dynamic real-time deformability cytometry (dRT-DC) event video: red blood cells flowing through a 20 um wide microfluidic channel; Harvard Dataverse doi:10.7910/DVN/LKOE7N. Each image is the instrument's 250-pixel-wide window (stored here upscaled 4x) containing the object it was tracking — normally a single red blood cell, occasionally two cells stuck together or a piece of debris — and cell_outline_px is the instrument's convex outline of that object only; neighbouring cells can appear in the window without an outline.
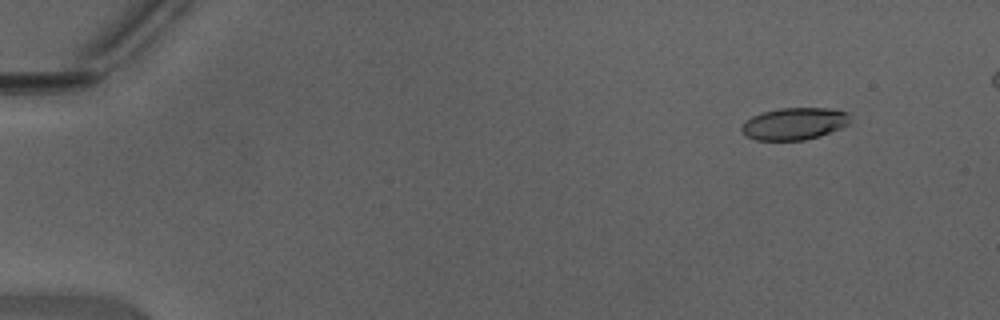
{"species": "Egyptian fruit bat (a non-hibernating species)", "species_latin": "Rousettus aegyptiacus", "temperature_condition": "warm", "stored_images_in_passage": 43, "camera_frame_rate_fps": 3000, "um_per_image_px": 0.085, "animal": {"sex": "male"}, "frame": {"image": 1, "passage_image": 3, "time_ms": 0.667, "image_size_px": [1000, 320], "cell_outline_px": [[852, 120], [848, 124], [840, 128], [820, 136], [804, 140], [756, 140], [748, 136], [740, 128], [744, 120], [752, 116], [764, 112], [780, 108], [828, 108], [848, 112]], "centroid_in_image_um": [67.54, 10.51], "position_along_channel_um": 17.5, "area_um2": 20.29}}
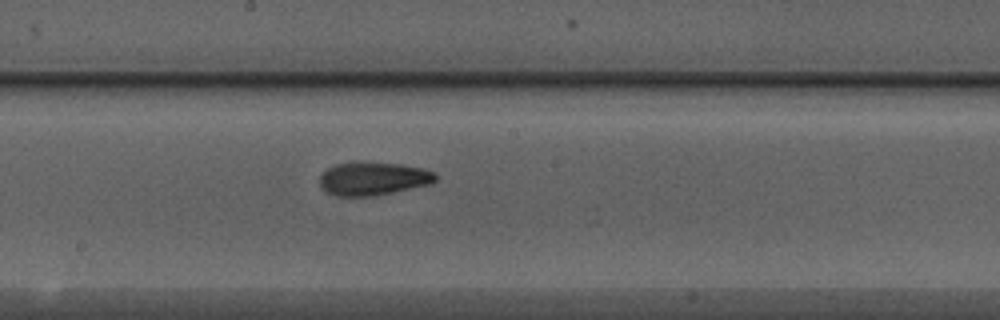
{"frame": {"image": 2, "passage_image": 25, "time_ms": 8.0, "image_size_px": [1000, 320], "cell_outline_px": [[436, 180], [432, 184], [372, 196], [336, 196], [320, 188], [320, 176], [328, 168], [336, 164], [400, 164], [424, 168], [436, 172]], "centroid_in_image_um": [31.76, 15.21], "position_along_channel_um": 216.4, "area_um2": 21.91}}
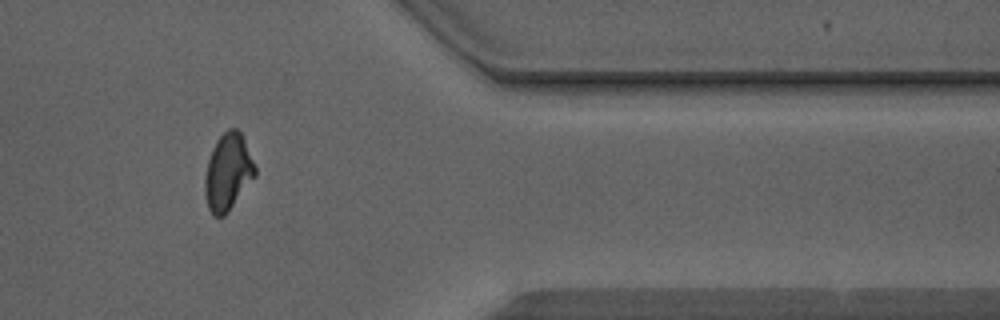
{"frame": {"image": 3, "passage_image": 38, "time_ms": 12.333, "image_size_px": [1000, 320], "cell_outline_px": [[256, 176], [228, 212], [224, 216], [212, 216], [208, 208], [204, 192], [204, 180], [208, 160], [212, 148], [216, 140], [228, 128], [236, 128], [240, 132], [244, 140], [256, 168]], "centroid_in_image_um": [19.36, 14.65], "position_along_channel_um": 392.0, "area_um2": 22.48}}